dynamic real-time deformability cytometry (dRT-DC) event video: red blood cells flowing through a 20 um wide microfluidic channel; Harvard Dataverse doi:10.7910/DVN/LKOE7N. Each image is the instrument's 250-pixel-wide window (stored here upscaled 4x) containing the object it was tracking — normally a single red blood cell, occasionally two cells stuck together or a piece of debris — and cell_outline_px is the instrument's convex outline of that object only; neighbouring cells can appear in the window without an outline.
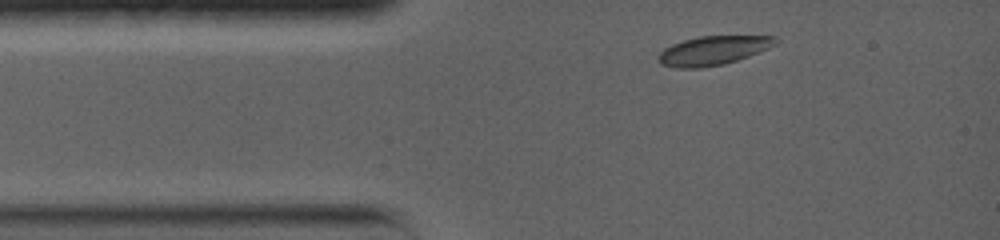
{"species": "common noctule bat (a hibernating species)", "species_latin": "Nyctalus noctula", "temperature_condition": "warm", "stored_images_in_passage": 19, "camera_frame_rate_fps": 5000, "um_per_image_px": 0.085, "animal": {"sex": "female", "body_mass_g": 19.0, "forearm_length_mm": 56.7}, "frame": {"image": 1, "passage_image": 1, "time_ms": 0.0, "image_size_px": [1000, 240], "cell_outline_px": [[780, 40], [776, 44], [768, 48], [748, 56], [724, 64], [700, 68], [676, 68], [660, 64], [656, 56], [664, 48], [672, 44], [684, 40], [700, 36], [776, 36]], "centroid_in_image_um": [60.59, 4.29], "position_along_channel_um": 24.4, "area_um2": 19.83}}
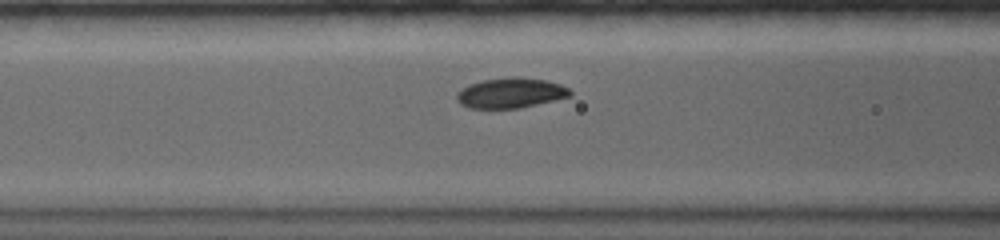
{"frame": {"image": 2, "passage_image": 9, "time_ms": 3.4, "image_size_px": [1000, 240], "cell_outline_px": [[572, 96], [520, 108], [468, 108], [460, 104], [456, 100], [456, 92], [460, 88], [468, 84], [484, 80], [508, 76], [520, 76], [548, 80], [560, 84], [568, 88], [572, 92]], "centroid_in_image_um": [43.39, 7.89], "position_along_channel_um": 123.2, "area_um2": 20.35}}
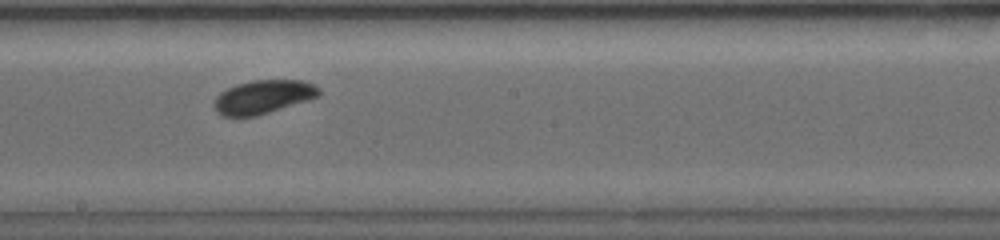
{"frame": {"image": 3, "passage_image": 17, "time_ms": 6.2, "image_size_px": [1000, 240], "cell_outline_px": [[320, 96], [308, 100], [256, 116], [220, 116], [216, 112], [212, 104], [216, 96], [220, 92], [236, 84], [252, 80], [300, 80], [316, 84], [320, 88]], "centroid_in_image_um": [22.35, 8.23], "position_along_channel_um": 225.8, "area_um2": 20.69}}